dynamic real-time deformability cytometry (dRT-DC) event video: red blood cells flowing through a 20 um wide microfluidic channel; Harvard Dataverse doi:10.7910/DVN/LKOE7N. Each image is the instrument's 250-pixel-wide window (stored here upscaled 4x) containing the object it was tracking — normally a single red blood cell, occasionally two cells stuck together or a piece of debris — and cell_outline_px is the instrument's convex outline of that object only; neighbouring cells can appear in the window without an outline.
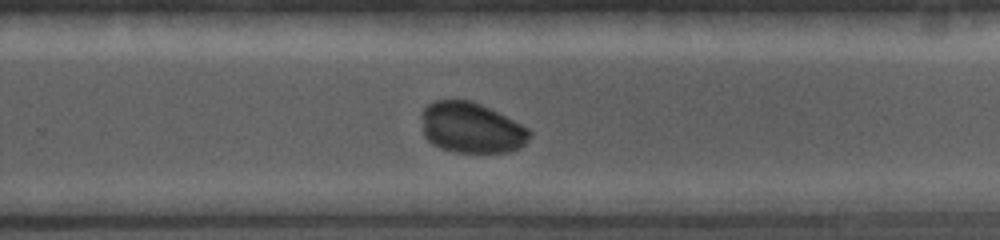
{"species": "common noctule bat (a hibernating species)", "species_latin": "Nyctalus noctula", "temperature_condition": "cold", "stored_images_in_passage": 29, "camera_frame_rate_fps": 5000, "um_per_image_px": 0.085, "animal": {"sex": "female", "body_mass_g": 19.0, "forearm_length_mm": 56.7}, "frame": {"image": 1, "passage_image": 22, "time_ms": 7.6, "image_size_px": [1000, 240], "cell_outline_px": [[532, 136], [520, 148], [508, 152], [452, 152], [440, 148], [432, 144], [424, 136], [420, 112], [428, 104], [436, 100], [472, 100], [528, 128], [532, 132]], "centroid_in_image_um": [40.03, 10.87], "position_along_channel_um": 289.8, "area_um2": 31.91}}
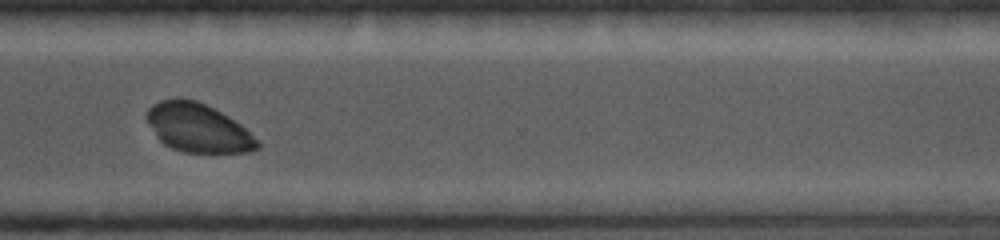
{"frame": {"image": 2, "passage_image": 26, "time_ms": 9.0, "image_size_px": [1000, 240], "cell_outline_px": [[260, 148], [248, 152], [184, 152], [172, 148], [164, 144], [156, 136], [148, 124], [144, 116], [148, 108], [152, 104], [160, 100], [180, 96], [196, 100], [228, 116], [240, 124], [260, 140]], "centroid_in_image_um": [16.8, 10.85], "position_along_channel_um": 353.8, "area_um2": 31.67}}
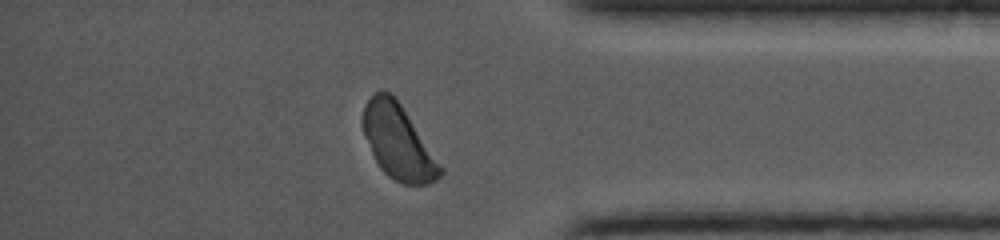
{"frame": {"image": 3, "passage_image": 29, "time_ms": 10.2, "image_size_px": [1000, 240], "cell_outline_px": [[444, 172], [436, 180], [428, 184], [400, 184], [388, 176], [380, 168], [372, 152], [364, 132], [364, 104], [376, 92], [388, 92], [400, 104], [444, 168]], "centroid_in_image_um": [33.88, 12.12], "position_along_channel_um": 401.3, "area_um2": 32.71}}